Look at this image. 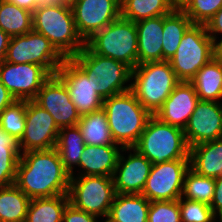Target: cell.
Returning a JSON list of instances; mask_svg holds the SVG:
<instances>
[{
  "label": "cell",
  "instance_id": "cell-1",
  "mask_svg": "<svg viewBox=\"0 0 222 222\" xmlns=\"http://www.w3.org/2000/svg\"><path fill=\"white\" fill-rule=\"evenodd\" d=\"M71 175L56 148L22 153L15 185L30 199L68 194Z\"/></svg>",
  "mask_w": 222,
  "mask_h": 222
},
{
  "label": "cell",
  "instance_id": "cell-2",
  "mask_svg": "<svg viewBox=\"0 0 222 222\" xmlns=\"http://www.w3.org/2000/svg\"><path fill=\"white\" fill-rule=\"evenodd\" d=\"M32 23L33 31L44 35L65 59L77 55L85 47L69 1L38 5L32 12Z\"/></svg>",
  "mask_w": 222,
  "mask_h": 222
},
{
  "label": "cell",
  "instance_id": "cell-3",
  "mask_svg": "<svg viewBox=\"0 0 222 222\" xmlns=\"http://www.w3.org/2000/svg\"><path fill=\"white\" fill-rule=\"evenodd\" d=\"M103 109L112 138L122 148L135 146L152 116L131 90L105 98Z\"/></svg>",
  "mask_w": 222,
  "mask_h": 222
},
{
  "label": "cell",
  "instance_id": "cell-4",
  "mask_svg": "<svg viewBox=\"0 0 222 222\" xmlns=\"http://www.w3.org/2000/svg\"><path fill=\"white\" fill-rule=\"evenodd\" d=\"M69 59L87 76L103 99L131 89L132 69L121 61L93 53L86 45Z\"/></svg>",
  "mask_w": 222,
  "mask_h": 222
},
{
  "label": "cell",
  "instance_id": "cell-5",
  "mask_svg": "<svg viewBox=\"0 0 222 222\" xmlns=\"http://www.w3.org/2000/svg\"><path fill=\"white\" fill-rule=\"evenodd\" d=\"M180 82L169 61L147 62L131 71L130 90L140 104L155 115Z\"/></svg>",
  "mask_w": 222,
  "mask_h": 222
},
{
  "label": "cell",
  "instance_id": "cell-6",
  "mask_svg": "<svg viewBox=\"0 0 222 222\" xmlns=\"http://www.w3.org/2000/svg\"><path fill=\"white\" fill-rule=\"evenodd\" d=\"M152 164L178 159H190V148L183 129L162 122L152 115L133 147Z\"/></svg>",
  "mask_w": 222,
  "mask_h": 222
},
{
  "label": "cell",
  "instance_id": "cell-7",
  "mask_svg": "<svg viewBox=\"0 0 222 222\" xmlns=\"http://www.w3.org/2000/svg\"><path fill=\"white\" fill-rule=\"evenodd\" d=\"M135 22L121 16L94 33L85 45L103 57L128 65L132 70L138 65V39Z\"/></svg>",
  "mask_w": 222,
  "mask_h": 222
},
{
  "label": "cell",
  "instance_id": "cell-8",
  "mask_svg": "<svg viewBox=\"0 0 222 222\" xmlns=\"http://www.w3.org/2000/svg\"><path fill=\"white\" fill-rule=\"evenodd\" d=\"M214 58L213 40L204 24H192L184 33L175 55L169 61L176 77L190 82Z\"/></svg>",
  "mask_w": 222,
  "mask_h": 222
},
{
  "label": "cell",
  "instance_id": "cell-9",
  "mask_svg": "<svg viewBox=\"0 0 222 222\" xmlns=\"http://www.w3.org/2000/svg\"><path fill=\"white\" fill-rule=\"evenodd\" d=\"M116 196L113 177L90 175L71 176L68 198L75 208L96 215L104 220L108 217Z\"/></svg>",
  "mask_w": 222,
  "mask_h": 222
},
{
  "label": "cell",
  "instance_id": "cell-10",
  "mask_svg": "<svg viewBox=\"0 0 222 222\" xmlns=\"http://www.w3.org/2000/svg\"><path fill=\"white\" fill-rule=\"evenodd\" d=\"M65 58L50 41L35 31L10 38L5 61L14 64H37L55 75Z\"/></svg>",
  "mask_w": 222,
  "mask_h": 222
},
{
  "label": "cell",
  "instance_id": "cell-11",
  "mask_svg": "<svg viewBox=\"0 0 222 222\" xmlns=\"http://www.w3.org/2000/svg\"><path fill=\"white\" fill-rule=\"evenodd\" d=\"M189 168L190 159L152 164L141 194L150 202L178 200L182 196L184 176Z\"/></svg>",
  "mask_w": 222,
  "mask_h": 222
},
{
  "label": "cell",
  "instance_id": "cell-12",
  "mask_svg": "<svg viewBox=\"0 0 222 222\" xmlns=\"http://www.w3.org/2000/svg\"><path fill=\"white\" fill-rule=\"evenodd\" d=\"M59 130L53 117L44 108L34 100H28L25 131L19 141L21 153L55 148Z\"/></svg>",
  "mask_w": 222,
  "mask_h": 222
},
{
  "label": "cell",
  "instance_id": "cell-13",
  "mask_svg": "<svg viewBox=\"0 0 222 222\" xmlns=\"http://www.w3.org/2000/svg\"><path fill=\"white\" fill-rule=\"evenodd\" d=\"M52 75L41 65L0 64V81L16 100H34L43 84Z\"/></svg>",
  "mask_w": 222,
  "mask_h": 222
},
{
  "label": "cell",
  "instance_id": "cell-14",
  "mask_svg": "<svg viewBox=\"0 0 222 222\" xmlns=\"http://www.w3.org/2000/svg\"><path fill=\"white\" fill-rule=\"evenodd\" d=\"M70 5L84 41L121 16L120 0H71Z\"/></svg>",
  "mask_w": 222,
  "mask_h": 222
},
{
  "label": "cell",
  "instance_id": "cell-15",
  "mask_svg": "<svg viewBox=\"0 0 222 222\" xmlns=\"http://www.w3.org/2000/svg\"><path fill=\"white\" fill-rule=\"evenodd\" d=\"M34 101L53 117L59 128L75 126L80 120L65 84L56 75L43 84Z\"/></svg>",
  "mask_w": 222,
  "mask_h": 222
},
{
  "label": "cell",
  "instance_id": "cell-16",
  "mask_svg": "<svg viewBox=\"0 0 222 222\" xmlns=\"http://www.w3.org/2000/svg\"><path fill=\"white\" fill-rule=\"evenodd\" d=\"M151 167L152 163L135 148H122L113 175L116 194H141Z\"/></svg>",
  "mask_w": 222,
  "mask_h": 222
},
{
  "label": "cell",
  "instance_id": "cell-17",
  "mask_svg": "<svg viewBox=\"0 0 222 222\" xmlns=\"http://www.w3.org/2000/svg\"><path fill=\"white\" fill-rule=\"evenodd\" d=\"M55 75L65 84L80 116L103 108L104 99L94 90L87 76L70 59L64 60Z\"/></svg>",
  "mask_w": 222,
  "mask_h": 222
},
{
  "label": "cell",
  "instance_id": "cell-18",
  "mask_svg": "<svg viewBox=\"0 0 222 222\" xmlns=\"http://www.w3.org/2000/svg\"><path fill=\"white\" fill-rule=\"evenodd\" d=\"M183 131L189 148L222 138V102L199 100Z\"/></svg>",
  "mask_w": 222,
  "mask_h": 222
},
{
  "label": "cell",
  "instance_id": "cell-19",
  "mask_svg": "<svg viewBox=\"0 0 222 222\" xmlns=\"http://www.w3.org/2000/svg\"><path fill=\"white\" fill-rule=\"evenodd\" d=\"M198 101L194 86L190 82L181 81L155 116L162 122L184 130Z\"/></svg>",
  "mask_w": 222,
  "mask_h": 222
},
{
  "label": "cell",
  "instance_id": "cell-20",
  "mask_svg": "<svg viewBox=\"0 0 222 222\" xmlns=\"http://www.w3.org/2000/svg\"><path fill=\"white\" fill-rule=\"evenodd\" d=\"M121 150L120 145H85L76 176L113 177Z\"/></svg>",
  "mask_w": 222,
  "mask_h": 222
},
{
  "label": "cell",
  "instance_id": "cell-21",
  "mask_svg": "<svg viewBox=\"0 0 222 222\" xmlns=\"http://www.w3.org/2000/svg\"><path fill=\"white\" fill-rule=\"evenodd\" d=\"M138 39V64L162 61L163 16L135 23Z\"/></svg>",
  "mask_w": 222,
  "mask_h": 222
},
{
  "label": "cell",
  "instance_id": "cell-22",
  "mask_svg": "<svg viewBox=\"0 0 222 222\" xmlns=\"http://www.w3.org/2000/svg\"><path fill=\"white\" fill-rule=\"evenodd\" d=\"M190 168L197 174L216 179L222 175V138L190 147Z\"/></svg>",
  "mask_w": 222,
  "mask_h": 222
},
{
  "label": "cell",
  "instance_id": "cell-23",
  "mask_svg": "<svg viewBox=\"0 0 222 222\" xmlns=\"http://www.w3.org/2000/svg\"><path fill=\"white\" fill-rule=\"evenodd\" d=\"M150 201L142 194H116L107 219L110 222H147Z\"/></svg>",
  "mask_w": 222,
  "mask_h": 222
},
{
  "label": "cell",
  "instance_id": "cell-24",
  "mask_svg": "<svg viewBox=\"0 0 222 222\" xmlns=\"http://www.w3.org/2000/svg\"><path fill=\"white\" fill-rule=\"evenodd\" d=\"M190 83L194 86L199 100L222 101V62L212 58L204 65Z\"/></svg>",
  "mask_w": 222,
  "mask_h": 222
},
{
  "label": "cell",
  "instance_id": "cell-25",
  "mask_svg": "<svg viewBox=\"0 0 222 222\" xmlns=\"http://www.w3.org/2000/svg\"><path fill=\"white\" fill-rule=\"evenodd\" d=\"M84 147V138L78 125L60 128L55 148L59 153L64 168L71 176L76 175L74 169L79 165Z\"/></svg>",
  "mask_w": 222,
  "mask_h": 222
},
{
  "label": "cell",
  "instance_id": "cell-26",
  "mask_svg": "<svg viewBox=\"0 0 222 222\" xmlns=\"http://www.w3.org/2000/svg\"><path fill=\"white\" fill-rule=\"evenodd\" d=\"M182 10H173L163 16L162 61H170L175 55L184 33L192 25Z\"/></svg>",
  "mask_w": 222,
  "mask_h": 222
},
{
  "label": "cell",
  "instance_id": "cell-27",
  "mask_svg": "<svg viewBox=\"0 0 222 222\" xmlns=\"http://www.w3.org/2000/svg\"><path fill=\"white\" fill-rule=\"evenodd\" d=\"M68 194L30 199L25 222H62Z\"/></svg>",
  "mask_w": 222,
  "mask_h": 222
},
{
  "label": "cell",
  "instance_id": "cell-28",
  "mask_svg": "<svg viewBox=\"0 0 222 222\" xmlns=\"http://www.w3.org/2000/svg\"><path fill=\"white\" fill-rule=\"evenodd\" d=\"M77 125L80 128L85 145H118L115 144L112 138L103 108L82 115Z\"/></svg>",
  "mask_w": 222,
  "mask_h": 222
},
{
  "label": "cell",
  "instance_id": "cell-29",
  "mask_svg": "<svg viewBox=\"0 0 222 222\" xmlns=\"http://www.w3.org/2000/svg\"><path fill=\"white\" fill-rule=\"evenodd\" d=\"M29 202L15 184L0 187V222H25Z\"/></svg>",
  "mask_w": 222,
  "mask_h": 222
},
{
  "label": "cell",
  "instance_id": "cell-30",
  "mask_svg": "<svg viewBox=\"0 0 222 222\" xmlns=\"http://www.w3.org/2000/svg\"><path fill=\"white\" fill-rule=\"evenodd\" d=\"M0 29L10 37L31 32L33 30L32 12L0 0Z\"/></svg>",
  "mask_w": 222,
  "mask_h": 222
},
{
  "label": "cell",
  "instance_id": "cell-31",
  "mask_svg": "<svg viewBox=\"0 0 222 222\" xmlns=\"http://www.w3.org/2000/svg\"><path fill=\"white\" fill-rule=\"evenodd\" d=\"M21 154L19 141L0 126V187L11 186L15 183Z\"/></svg>",
  "mask_w": 222,
  "mask_h": 222
},
{
  "label": "cell",
  "instance_id": "cell-32",
  "mask_svg": "<svg viewBox=\"0 0 222 222\" xmlns=\"http://www.w3.org/2000/svg\"><path fill=\"white\" fill-rule=\"evenodd\" d=\"M121 17L133 22L164 16L174 9L169 0H120Z\"/></svg>",
  "mask_w": 222,
  "mask_h": 222
},
{
  "label": "cell",
  "instance_id": "cell-33",
  "mask_svg": "<svg viewBox=\"0 0 222 222\" xmlns=\"http://www.w3.org/2000/svg\"><path fill=\"white\" fill-rule=\"evenodd\" d=\"M215 189V179L197 174L189 168L184 176L182 198L210 206Z\"/></svg>",
  "mask_w": 222,
  "mask_h": 222
},
{
  "label": "cell",
  "instance_id": "cell-34",
  "mask_svg": "<svg viewBox=\"0 0 222 222\" xmlns=\"http://www.w3.org/2000/svg\"><path fill=\"white\" fill-rule=\"evenodd\" d=\"M27 100H15L0 113V126L2 129L20 141L26 124Z\"/></svg>",
  "mask_w": 222,
  "mask_h": 222
},
{
  "label": "cell",
  "instance_id": "cell-35",
  "mask_svg": "<svg viewBox=\"0 0 222 222\" xmlns=\"http://www.w3.org/2000/svg\"><path fill=\"white\" fill-rule=\"evenodd\" d=\"M181 222H220L212 208L202 202L180 197L178 199Z\"/></svg>",
  "mask_w": 222,
  "mask_h": 222
},
{
  "label": "cell",
  "instance_id": "cell-36",
  "mask_svg": "<svg viewBox=\"0 0 222 222\" xmlns=\"http://www.w3.org/2000/svg\"><path fill=\"white\" fill-rule=\"evenodd\" d=\"M222 7V0H191L182 10L193 24H206Z\"/></svg>",
  "mask_w": 222,
  "mask_h": 222
},
{
  "label": "cell",
  "instance_id": "cell-37",
  "mask_svg": "<svg viewBox=\"0 0 222 222\" xmlns=\"http://www.w3.org/2000/svg\"><path fill=\"white\" fill-rule=\"evenodd\" d=\"M147 222H181L178 200L150 202Z\"/></svg>",
  "mask_w": 222,
  "mask_h": 222
},
{
  "label": "cell",
  "instance_id": "cell-38",
  "mask_svg": "<svg viewBox=\"0 0 222 222\" xmlns=\"http://www.w3.org/2000/svg\"><path fill=\"white\" fill-rule=\"evenodd\" d=\"M98 219L100 217L79 210L69 203L64 210L62 222H100Z\"/></svg>",
  "mask_w": 222,
  "mask_h": 222
},
{
  "label": "cell",
  "instance_id": "cell-39",
  "mask_svg": "<svg viewBox=\"0 0 222 222\" xmlns=\"http://www.w3.org/2000/svg\"><path fill=\"white\" fill-rule=\"evenodd\" d=\"M205 28L213 41L218 35L222 37V7L207 21Z\"/></svg>",
  "mask_w": 222,
  "mask_h": 222
},
{
  "label": "cell",
  "instance_id": "cell-40",
  "mask_svg": "<svg viewBox=\"0 0 222 222\" xmlns=\"http://www.w3.org/2000/svg\"><path fill=\"white\" fill-rule=\"evenodd\" d=\"M213 214L222 222V175L215 179V189L210 204Z\"/></svg>",
  "mask_w": 222,
  "mask_h": 222
},
{
  "label": "cell",
  "instance_id": "cell-41",
  "mask_svg": "<svg viewBox=\"0 0 222 222\" xmlns=\"http://www.w3.org/2000/svg\"><path fill=\"white\" fill-rule=\"evenodd\" d=\"M16 99L11 95L7 88L0 81V113Z\"/></svg>",
  "mask_w": 222,
  "mask_h": 222
},
{
  "label": "cell",
  "instance_id": "cell-42",
  "mask_svg": "<svg viewBox=\"0 0 222 222\" xmlns=\"http://www.w3.org/2000/svg\"><path fill=\"white\" fill-rule=\"evenodd\" d=\"M10 36L0 29V64L5 61V55L10 41Z\"/></svg>",
  "mask_w": 222,
  "mask_h": 222
},
{
  "label": "cell",
  "instance_id": "cell-43",
  "mask_svg": "<svg viewBox=\"0 0 222 222\" xmlns=\"http://www.w3.org/2000/svg\"><path fill=\"white\" fill-rule=\"evenodd\" d=\"M5 1L16 4L17 6L27 9L31 12H33L38 6L36 0H5Z\"/></svg>",
  "mask_w": 222,
  "mask_h": 222
},
{
  "label": "cell",
  "instance_id": "cell-44",
  "mask_svg": "<svg viewBox=\"0 0 222 222\" xmlns=\"http://www.w3.org/2000/svg\"><path fill=\"white\" fill-rule=\"evenodd\" d=\"M213 48H214V58L222 62V37L221 39H219L218 37L213 41Z\"/></svg>",
  "mask_w": 222,
  "mask_h": 222
},
{
  "label": "cell",
  "instance_id": "cell-45",
  "mask_svg": "<svg viewBox=\"0 0 222 222\" xmlns=\"http://www.w3.org/2000/svg\"><path fill=\"white\" fill-rule=\"evenodd\" d=\"M191 0H169L174 10H183Z\"/></svg>",
  "mask_w": 222,
  "mask_h": 222
},
{
  "label": "cell",
  "instance_id": "cell-46",
  "mask_svg": "<svg viewBox=\"0 0 222 222\" xmlns=\"http://www.w3.org/2000/svg\"><path fill=\"white\" fill-rule=\"evenodd\" d=\"M38 5H43V4H49V3H53L59 0H36Z\"/></svg>",
  "mask_w": 222,
  "mask_h": 222
},
{
  "label": "cell",
  "instance_id": "cell-47",
  "mask_svg": "<svg viewBox=\"0 0 222 222\" xmlns=\"http://www.w3.org/2000/svg\"><path fill=\"white\" fill-rule=\"evenodd\" d=\"M102 222H103V219H102ZM104 222H110L107 218L104 220Z\"/></svg>",
  "mask_w": 222,
  "mask_h": 222
}]
</instances>
